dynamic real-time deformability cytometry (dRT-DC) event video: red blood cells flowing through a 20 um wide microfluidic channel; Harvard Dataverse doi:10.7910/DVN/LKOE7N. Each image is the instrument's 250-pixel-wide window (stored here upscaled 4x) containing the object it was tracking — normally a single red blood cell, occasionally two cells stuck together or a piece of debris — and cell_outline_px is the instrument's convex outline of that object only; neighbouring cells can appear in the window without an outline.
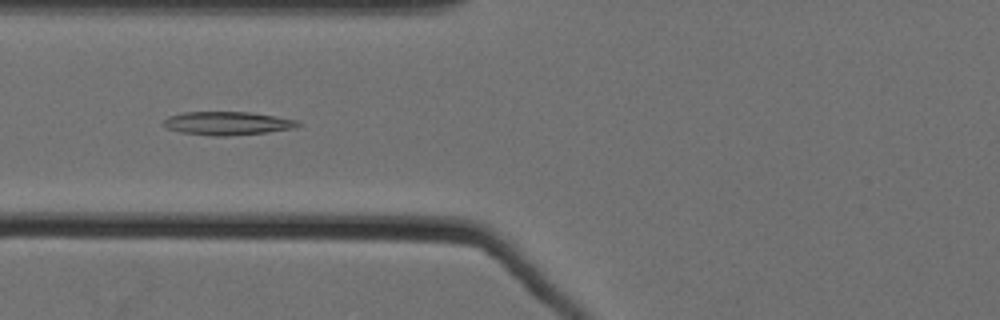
{"species": "Egyptian fruit bat (a non-hibernating species)", "species_latin": "Rousettus aegyptiacus", "temperature_condition": "cold", "stored_images_in_passage": 60, "camera_frame_rate_fps": 3000, "um_per_image_px": 0.085, "animal": {"sex": "female"}, "frame": {"image": 1, "passage_image": 27, "time_ms": 8.667, "image_size_px": [1000, 320], "cell_outline_px": [[300, 124], [296, 128], [268, 132], [228, 136], [212, 136], [180, 132], [168, 128], [164, 124], [164, 120], [168, 116], [184, 112], [248, 112], [276, 116], [296, 120]], "centroid_in_image_um": [19.34, 10.48], "position_along_channel_um": 106.5, "area_um2": 18.26}}
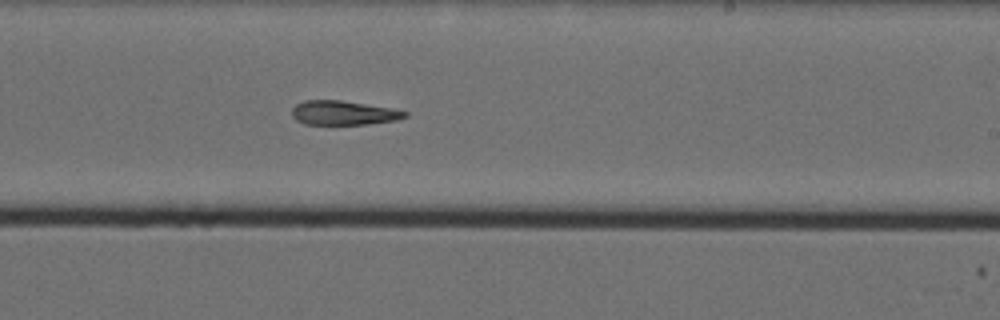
{"frame": {"image": 2, "passage_image": 40, "time_ms": 13.0, "image_size_px": [1000, 320], "cell_outline_px": [[408, 116], [396, 120], [368, 124], [304, 124], [296, 120], [292, 116], [292, 108], [296, 104], [304, 100], [340, 100], [392, 108], [408, 112]], "centroid_in_image_um": [29.18, 9.59], "position_along_channel_um": 259.8, "area_um2": 15.95}}
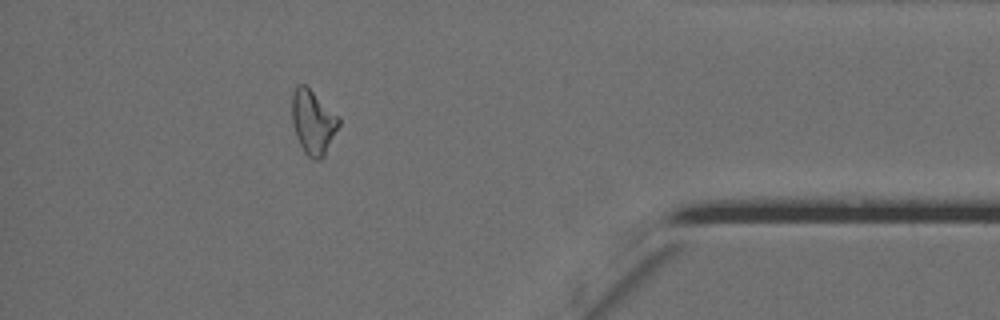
{"frame": {"image": 3, "passage_image": 55, "time_ms": 18.0, "image_size_px": [1000, 320], "cell_outline_px": [[340, 124], [324, 156], [320, 160], [312, 160], [304, 152], [296, 136], [292, 124], [292, 92], [296, 84], [304, 84], [340, 116]], "centroid_in_image_um": [26.61, 10.37], "position_along_channel_um": 408.6, "area_um2": 17.69}, "authors_computed_cell_mechanics": {"area_um2": 18.0047, "velocity_mm_per_s": 3.5321, "shape_relaxation_time_tau1_ms": null, "shape_relaxation_time_tau2_ms": 11.347, "deformation_change_tau1": null, "deformation_change_tau2": 0.2235}}